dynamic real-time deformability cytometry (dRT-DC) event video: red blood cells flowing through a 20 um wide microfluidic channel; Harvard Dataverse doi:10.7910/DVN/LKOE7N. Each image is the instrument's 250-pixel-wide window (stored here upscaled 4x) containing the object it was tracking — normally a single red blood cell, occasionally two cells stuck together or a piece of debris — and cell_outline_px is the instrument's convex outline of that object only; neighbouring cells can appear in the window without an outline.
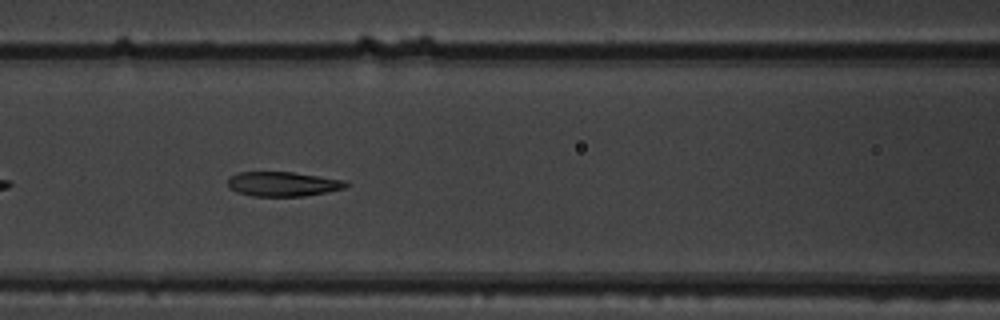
{"species": "common noctule bat (a hibernating species)", "species_latin": "Nyctalus noctula", "temperature_condition": "warm", "stored_images_in_passage": 7, "camera_frame_rate_fps": 3000, "um_per_image_px": 0.085, "animal": {"sex": "male", "body_mass_g": 19.5, "forearm_length_mm": 54.6}, "frame": {"image": 1, "passage_image": 5, "time_ms": 1.333, "image_size_px": [1000, 320], "cell_outline_px": [[348, 184], [344, 188], [328, 192], [304, 196], [252, 196], [236, 192], [228, 184], [228, 180], [232, 176], [240, 172], [292, 172], [344, 180]], "centroid_in_image_um": [24.06, 15.64], "position_along_channel_um": 142.5, "area_um2": 16.7}}
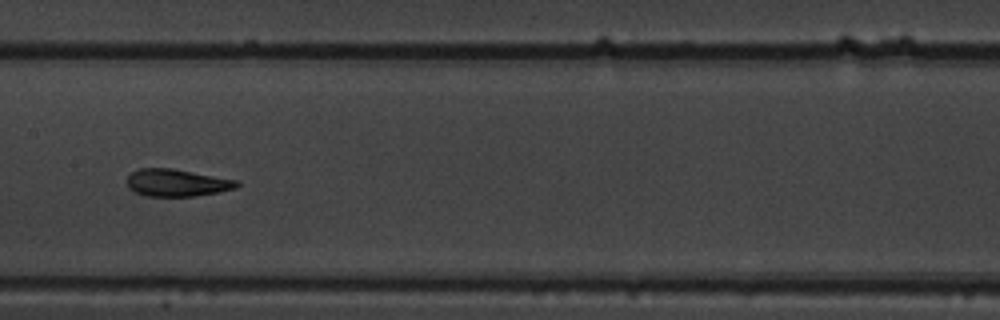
{"frame": {"image": 2, "passage_image": 6, "time_ms": 1.667, "image_size_px": [1000, 320], "cell_outline_px": [[240, 184], [236, 188], [220, 192], [196, 196], [148, 196], [136, 192], [128, 188], [128, 176], [132, 172], [140, 168], [172, 168], [236, 180]], "centroid_in_image_um": [15.04, 15.54], "position_along_channel_um": 192.4, "area_um2": 17.34}}
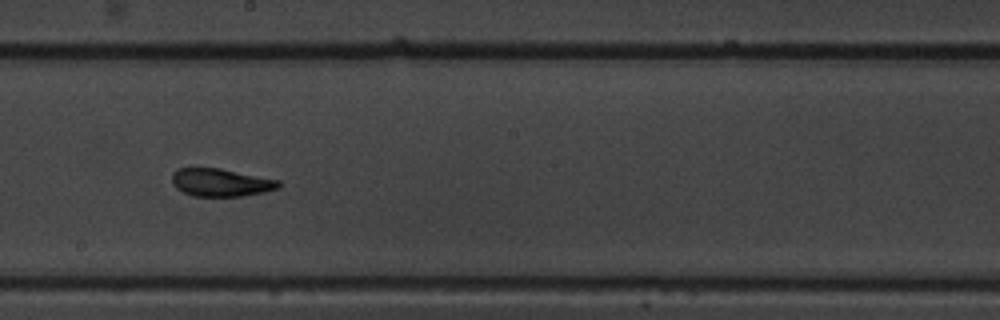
{"frame": {"image": 3, "passage_image": 7, "time_ms": 2.0, "image_size_px": [1000, 320], "cell_outline_px": [[280, 188], [264, 192], [240, 196], [192, 196], [176, 188], [172, 184], [172, 172], [180, 168], [220, 168], [280, 180]], "centroid_in_image_um": [18.77, 15.51], "position_along_channel_um": 229.4, "area_um2": 17.34}}